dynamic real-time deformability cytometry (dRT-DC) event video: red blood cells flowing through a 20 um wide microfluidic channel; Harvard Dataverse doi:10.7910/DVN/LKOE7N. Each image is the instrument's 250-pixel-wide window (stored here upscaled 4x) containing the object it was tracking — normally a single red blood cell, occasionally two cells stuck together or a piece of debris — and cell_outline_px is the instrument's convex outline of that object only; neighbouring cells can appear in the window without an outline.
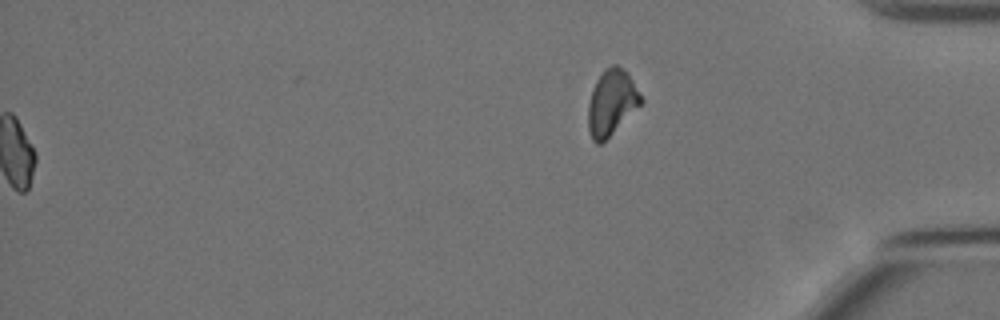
{"species": "Egyptian fruit bat (a non-hibernating species)", "species_latin": "Rousettus aegyptiacus", "temperature_condition": "cold", "stored_images_in_passage": 57, "segment_of_instrument_passage": [2, 2], "camera_frame_rate_fps": 3000, "um_per_image_px": 0.085, "animal": {"sex": "female"}, "frame": {"image": 1, "passage_image": 57, "time_ms": 18.667, "image_size_px": [1000, 320], "cell_outline_px": [[644, 100], [600, 144], [596, 144], [592, 140], [588, 128], [588, 104], [596, 80], [604, 68], [612, 64], [616, 64], [624, 68], [628, 72]], "centroid_in_image_um": [51.97, 8.65], "position_along_channel_um": 383.2, "area_um2": 19.88}}